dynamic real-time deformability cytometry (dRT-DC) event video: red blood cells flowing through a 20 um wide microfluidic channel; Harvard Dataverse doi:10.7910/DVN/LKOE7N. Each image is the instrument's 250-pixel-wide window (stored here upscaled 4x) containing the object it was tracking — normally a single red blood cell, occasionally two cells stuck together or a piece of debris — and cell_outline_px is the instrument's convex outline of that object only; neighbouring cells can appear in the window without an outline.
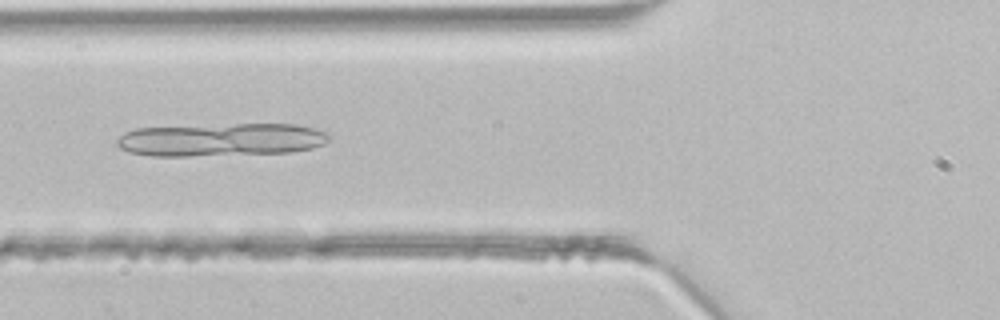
{"species": "common noctule bat (a hibernating species)", "species_latin": "Nyctalus noctula", "temperature_condition": "room temperature", "stored_images_in_passage": 3, "camera_frame_rate_fps": 3000, "um_per_image_px": 0.085, "animal": {"sex": "male", "body_mass_g": 21.5, "forearm_length_mm": 52.0}, "frame": {"image": 1, "passage_image": 3, "time_ms": 0.667, "image_size_px": [1000, 320], "cell_outline_px": [[332, 136], [324, 144], [312, 148], [292, 152], [188, 156], [152, 156], [128, 152], [120, 148], [116, 144], [116, 140], [124, 132], [136, 128], [236, 124], [296, 124], [328, 132]], "centroid_in_image_um": [18.8, 11.87], "position_along_channel_um": 107.0, "area_um2": 40.92}}